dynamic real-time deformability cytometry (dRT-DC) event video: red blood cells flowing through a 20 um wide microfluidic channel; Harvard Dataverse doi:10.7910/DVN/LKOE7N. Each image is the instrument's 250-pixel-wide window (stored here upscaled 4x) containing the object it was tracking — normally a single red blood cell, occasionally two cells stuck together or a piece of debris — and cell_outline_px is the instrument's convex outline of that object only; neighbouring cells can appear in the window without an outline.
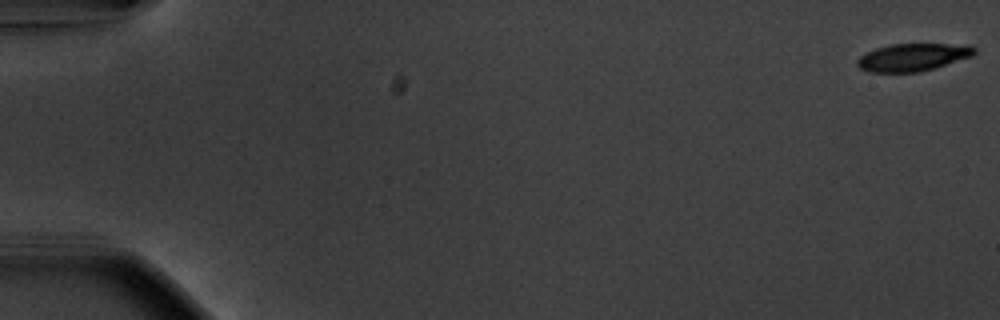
{"species": "common noctule bat (a hibernating species)", "species_latin": "Nyctalus noctula", "temperature_condition": "warm", "stored_images_in_passage": 56, "camera_frame_rate_fps": 3000, "um_per_image_px": 0.085, "animal": {"sex": "male", "body_mass_g": 20.1, "forearm_length_mm": 53.5}, "frame": {"image": 1, "passage_image": 1, "time_ms": 0.0, "image_size_px": [1000, 320], "cell_outline_px": [[976, 52], [972, 56], [920, 72], [872, 72], [860, 68], [856, 64], [856, 60], [860, 56], [876, 48], [892, 44], [972, 44], [976, 48]], "centroid_in_image_um": [77.62, 4.85], "position_along_channel_um": 7.4, "area_um2": 18.79}}
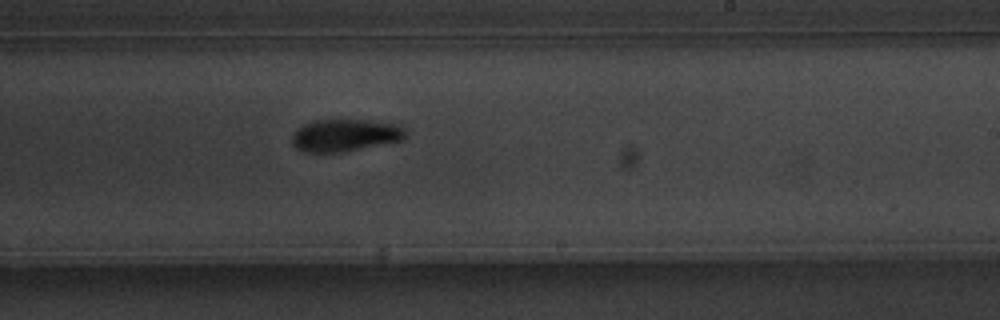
{"frame": {"image": 2, "passage_image": 35, "time_ms": 11.333, "image_size_px": [1000, 320], "cell_outline_px": [[404, 140], [344, 152], [304, 152], [296, 148], [292, 144], [292, 132], [304, 124], [312, 120], [368, 120], [392, 124], [404, 128]], "centroid_in_image_um": [29.27, 11.51], "position_along_channel_um": 259.7, "area_um2": 21.33}}
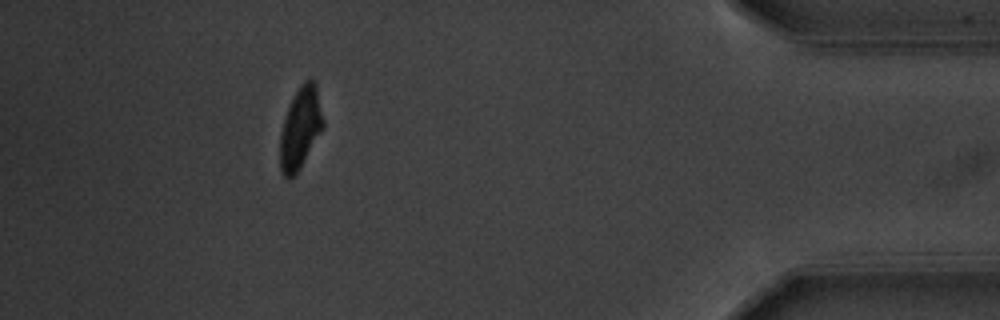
{"frame": {"image": 3, "passage_image": 51, "time_ms": 16.667, "image_size_px": [1000, 320], "cell_outline_px": [[324, 124], [320, 132], [300, 168], [292, 176], [284, 176], [280, 168], [280, 132], [292, 96], [300, 84], [304, 80], [312, 80], [316, 84], [324, 120]], "centroid_in_image_um": [25.53, 10.83], "position_along_channel_um": 409.7, "area_um2": 20.11}, "authors_computed_cell_mechanics": {"area_um2": 20.9814, "velocity_mm_per_s": 3.6994, "shape_relaxation_time_tau1_ms": 2.5618, "shape_relaxation_time_tau2_ms": 3.6686, "deformation_change_tau1": 0.1583, "deformation_change_tau2": 0.0836}}